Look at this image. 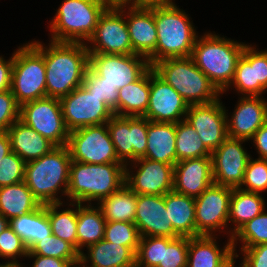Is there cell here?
Masks as SVG:
<instances>
[{"label": "cell", "instance_id": "obj_46", "mask_svg": "<svg viewBox=\"0 0 267 267\" xmlns=\"http://www.w3.org/2000/svg\"><path fill=\"white\" fill-rule=\"evenodd\" d=\"M26 162L15 152L0 161V187L24 181Z\"/></svg>", "mask_w": 267, "mask_h": 267}, {"label": "cell", "instance_id": "obj_43", "mask_svg": "<svg viewBox=\"0 0 267 267\" xmlns=\"http://www.w3.org/2000/svg\"><path fill=\"white\" fill-rule=\"evenodd\" d=\"M239 189L260 194L267 190V159L249 158Z\"/></svg>", "mask_w": 267, "mask_h": 267}, {"label": "cell", "instance_id": "obj_25", "mask_svg": "<svg viewBox=\"0 0 267 267\" xmlns=\"http://www.w3.org/2000/svg\"><path fill=\"white\" fill-rule=\"evenodd\" d=\"M7 133L12 151L25 162L39 159L56 147L20 119L8 128Z\"/></svg>", "mask_w": 267, "mask_h": 267}, {"label": "cell", "instance_id": "obj_32", "mask_svg": "<svg viewBox=\"0 0 267 267\" xmlns=\"http://www.w3.org/2000/svg\"><path fill=\"white\" fill-rule=\"evenodd\" d=\"M9 225L25 241L28 250L36 242L52 235L46 205H41L33 212L12 218Z\"/></svg>", "mask_w": 267, "mask_h": 267}, {"label": "cell", "instance_id": "obj_38", "mask_svg": "<svg viewBox=\"0 0 267 267\" xmlns=\"http://www.w3.org/2000/svg\"><path fill=\"white\" fill-rule=\"evenodd\" d=\"M232 246L236 251L237 241L242 242V247H253L267 243V213L265 209L252 220L246 222L232 235Z\"/></svg>", "mask_w": 267, "mask_h": 267}, {"label": "cell", "instance_id": "obj_54", "mask_svg": "<svg viewBox=\"0 0 267 267\" xmlns=\"http://www.w3.org/2000/svg\"><path fill=\"white\" fill-rule=\"evenodd\" d=\"M175 4L173 0H142V5H169Z\"/></svg>", "mask_w": 267, "mask_h": 267}, {"label": "cell", "instance_id": "obj_10", "mask_svg": "<svg viewBox=\"0 0 267 267\" xmlns=\"http://www.w3.org/2000/svg\"><path fill=\"white\" fill-rule=\"evenodd\" d=\"M89 42L93 45L88 46ZM87 43L88 53L135 54L126 24L125 5L108 6Z\"/></svg>", "mask_w": 267, "mask_h": 267}, {"label": "cell", "instance_id": "obj_34", "mask_svg": "<svg viewBox=\"0 0 267 267\" xmlns=\"http://www.w3.org/2000/svg\"><path fill=\"white\" fill-rule=\"evenodd\" d=\"M137 194L126 184L97 203L106 221L134 223Z\"/></svg>", "mask_w": 267, "mask_h": 267}, {"label": "cell", "instance_id": "obj_9", "mask_svg": "<svg viewBox=\"0 0 267 267\" xmlns=\"http://www.w3.org/2000/svg\"><path fill=\"white\" fill-rule=\"evenodd\" d=\"M66 146L72 161L87 164L122 163L116 155L106 123L69 132Z\"/></svg>", "mask_w": 267, "mask_h": 267}, {"label": "cell", "instance_id": "obj_51", "mask_svg": "<svg viewBox=\"0 0 267 267\" xmlns=\"http://www.w3.org/2000/svg\"><path fill=\"white\" fill-rule=\"evenodd\" d=\"M13 69V54L9 60L0 56V92L10 90Z\"/></svg>", "mask_w": 267, "mask_h": 267}, {"label": "cell", "instance_id": "obj_7", "mask_svg": "<svg viewBox=\"0 0 267 267\" xmlns=\"http://www.w3.org/2000/svg\"><path fill=\"white\" fill-rule=\"evenodd\" d=\"M62 2L50 22V40L86 43L94 34L99 17L109 5L104 0Z\"/></svg>", "mask_w": 267, "mask_h": 267}, {"label": "cell", "instance_id": "obj_13", "mask_svg": "<svg viewBox=\"0 0 267 267\" xmlns=\"http://www.w3.org/2000/svg\"><path fill=\"white\" fill-rule=\"evenodd\" d=\"M106 124L116 155L125 167H128L129 162L145 156L148 129L146 118L114 115Z\"/></svg>", "mask_w": 267, "mask_h": 267}, {"label": "cell", "instance_id": "obj_21", "mask_svg": "<svg viewBox=\"0 0 267 267\" xmlns=\"http://www.w3.org/2000/svg\"><path fill=\"white\" fill-rule=\"evenodd\" d=\"M125 13L133 51L148 59L155 52L157 43L153 5H125Z\"/></svg>", "mask_w": 267, "mask_h": 267}, {"label": "cell", "instance_id": "obj_52", "mask_svg": "<svg viewBox=\"0 0 267 267\" xmlns=\"http://www.w3.org/2000/svg\"><path fill=\"white\" fill-rule=\"evenodd\" d=\"M250 140H253L258 150V158L267 159V122L259 128Z\"/></svg>", "mask_w": 267, "mask_h": 267}, {"label": "cell", "instance_id": "obj_41", "mask_svg": "<svg viewBox=\"0 0 267 267\" xmlns=\"http://www.w3.org/2000/svg\"><path fill=\"white\" fill-rule=\"evenodd\" d=\"M140 237L135 223L106 221L104 239L108 242L127 246L136 254Z\"/></svg>", "mask_w": 267, "mask_h": 267}, {"label": "cell", "instance_id": "obj_16", "mask_svg": "<svg viewBox=\"0 0 267 267\" xmlns=\"http://www.w3.org/2000/svg\"><path fill=\"white\" fill-rule=\"evenodd\" d=\"M130 164L132 169L139 167L135 173L125 167V184L137 195H165L173 190L174 165L147 158H138Z\"/></svg>", "mask_w": 267, "mask_h": 267}, {"label": "cell", "instance_id": "obj_26", "mask_svg": "<svg viewBox=\"0 0 267 267\" xmlns=\"http://www.w3.org/2000/svg\"><path fill=\"white\" fill-rule=\"evenodd\" d=\"M143 158L176 164V124L148 120L147 148Z\"/></svg>", "mask_w": 267, "mask_h": 267}, {"label": "cell", "instance_id": "obj_3", "mask_svg": "<svg viewBox=\"0 0 267 267\" xmlns=\"http://www.w3.org/2000/svg\"><path fill=\"white\" fill-rule=\"evenodd\" d=\"M71 161L65 145L26 162L24 182L41 205L63 203L57 195L61 190L67 196Z\"/></svg>", "mask_w": 267, "mask_h": 267}, {"label": "cell", "instance_id": "obj_57", "mask_svg": "<svg viewBox=\"0 0 267 267\" xmlns=\"http://www.w3.org/2000/svg\"><path fill=\"white\" fill-rule=\"evenodd\" d=\"M71 267H89V266L79 259L76 262L72 263Z\"/></svg>", "mask_w": 267, "mask_h": 267}, {"label": "cell", "instance_id": "obj_59", "mask_svg": "<svg viewBox=\"0 0 267 267\" xmlns=\"http://www.w3.org/2000/svg\"><path fill=\"white\" fill-rule=\"evenodd\" d=\"M135 4H142V0H135Z\"/></svg>", "mask_w": 267, "mask_h": 267}, {"label": "cell", "instance_id": "obj_24", "mask_svg": "<svg viewBox=\"0 0 267 267\" xmlns=\"http://www.w3.org/2000/svg\"><path fill=\"white\" fill-rule=\"evenodd\" d=\"M237 257L231 238L223 248L218 246L215 235L189 238L187 267H232Z\"/></svg>", "mask_w": 267, "mask_h": 267}, {"label": "cell", "instance_id": "obj_4", "mask_svg": "<svg viewBox=\"0 0 267 267\" xmlns=\"http://www.w3.org/2000/svg\"><path fill=\"white\" fill-rule=\"evenodd\" d=\"M245 45L207 32L197 36L191 58L222 93L233 80Z\"/></svg>", "mask_w": 267, "mask_h": 267}, {"label": "cell", "instance_id": "obj_18", "mask_svg": "<svg viewBox=\"0 0 267 267\" xmlns=\"http://www.w3.org/2000/svg\"><path fill=\"white\" fill-rule=\"evenodd\" d=\"M245 139L227 137L212 154L213 179L215 184L239 188L244 178L249 158L242 146Z\"/></svg>", "mask_w": 267, "mask_h": 267}, {"label": "cell", "instance_id": "obj_35", "mask_svg": "<svg viewBox=\"0 0 267 267\" xmlns=\"http://www.w3.org/2000/svg\"><path fill=\"white\" fill-rule=\"evenodd\" d=\"M231 85L236 87L238 93L243 96H261L266 91L259 83H255L254 47L251 44L245 45L243 54L238 60L233 80L222 94L227 89L229 90Z\"/></svg>", "mask_w": 267, "mask_h": 267}, {"label": "cell", "instance_id": "obj_11", "mask_svg": "<svg viewBox=\"0 0 267 267\" xmlns=\"http://www.w3.org/2000/svg\"><path fill=\"white\" fill-rule=\"evenodd\" d=\"M20 120L55 146H65L69 131L58 98L45 97L20 106Z\"/></svg>", "mask_w": 267, "mask_h": 267}, {"label": "cell", "instance_id": "obj_2", "mask_svg": "<svg viewBox=\"0 0 267 267\" xmlns=\"http://www.w3.org/2000/svg\"><path fill=\"white\" fill-rule=\"evenodd\" d=\"M157 43L148 58L151 67L167 58L189 57L197 38L189 16L176 4L153 5Z\"/></svg>", "mask_w": 267, "mask_h": 267}, {"label": "cell", "instance_id": "obj_56", "mask_svg": "<svg viewBox=\"0 0 267 267\" xmlns=\"http://www.w3.org/2000/svg\"><path fill=\"white\" fill-rule=\"evenodd\" d=\"M9 226V220L6 219L1 213H0V233H2L6 227Z\"/></svg>", "mask_w": 267, "mask_h": 267}, {"label": "cell", "instance_id": "obj_55", "mask_svg": "<svg viewBox=\"0 0 267 267\" xmlns=\"http://www.w3.org/2000/svg\"><path fill=\"white\" fill-rule=\"evenodd\" d=\"M109 6L131 5L135 0H104Z\"/></svg>", "mask_w": 267, "mask_h": 267}, {"label": "cell", "instance_id": "obj_31", "mask_svg": "<svg viewBox=\"0 0 267 267\" xmlns=\"http://www.w3.org/2000/svg\"><path fill=\"white\" fill-rule=\"evenodd\" d=\"M106 220L96 206L77 203V251L104 239Z\"/></svg>", "mask_w": 267, "mask_h": 267}, {"label": "cell", "instance_id": "obj_58", "mask_svg": "<svg viewBox=\"0 0 267 267\" xmlns=\"http://www.w3.org/2000/svg\"><path fill=\"white\" fill-rule=\"evenodd\" d=\"M0 267H23V265L21 266L20 263H18V264H12V263H5L4 262V264L3 263L0 264Z\"/></svg>", "mask_w": 267, "mask_h": 267}, {"label": "cell", "instance_id": "obj_39", "mask_svg": "<svg viewBox=\"0 0 267 267\" xmlns=\"http://www.w3.org/2000/svg\"><path fill=\"white\" fill-rule=\"evenodd\" d=\"M28 251L34 255L68 260L71 264L80 259V253L72 244L54 235L36 242Z\"/></svg>", "mask_w": 267, "mask_h": 267}, {"label": "cell", "instance_id": "obj_29", "mask_svg": "<svg viewBox=\"0 0 267 267\" xmlns=\"http://www.w3.org/2000/svg\"><path fill=\"white\" fill-rule=\"evenodd\" d=\"M150 98V68L137 80L118 90V116L144 117Z\"/></svg>", "mask_w": 267, "mask_h": 267}, {"label": "cell", "instance_id": "obj_48", "mask_svg": "<svg viewBox=\"0 0 267 267\" xmlns=\"http://www.w3.org/2000/svg\"><path fill=\"white\" fill-rule=\"evenodd\" d=\"M243 262L239 267H267V243L242 247Z\"/></svg>", "mask_w": 267, "mask_h": 267}, {"label": "cell", "instance_id": "obj_6", "mask_svg": "<svg viewBox=\"0 0 267 267\" xmlns=\"http://www.w3.org/2000/svg\"><path fill=\"white\" fill-rule=\"evenodd\" d=\"M152 68L188 105L209 104L222 94L196 66L191 56L163 59Z\"/></svg>", "mask_w": 267, "mask_h": 267}, {"label": "cell", "instance_id": "obj_27", "mask_svg": "<svg viewBox=\"0 0 267 267\" xmlns=\"http://www.w3.org/2000/svg\"><path fill=\"white\" fill-rule=\"evenodd\" d=\"M87 250L88 254H80V260L91 263L89 267H136V254L127 246L102 239Z\"/></svg>", "mask_w": 267, "mask_h": 267}, {"label": "cell", "instance_id": "obj_36", "mask_svg": "<svg viewBox=\"0 0 267 267\" xmlns=\"http://www.w3.org/2000/svg\"><path fill=\"white\" fill-rule=\"evenodd\" d=\"M63 203L46 204V212L51 225L52 235L72 244L77 249V203L68 206H76L58 211Z\"/></svg>", "mask_w": 267, "mask_h": 267}, {"label": "cell", "instance_id": "obj_37", "mask_svg": "<svg viewBox=\"0 0 267 267\" xmlns=\"http://www.w3.org/2000/svg\"><path fill=\"white\" fill-rule=\"evenodd\" d=\"M211 154L186 120L176 123V163L184 159L211 157Z\"/></svg>", "mask_w": 267, "mask_h": 267}, {"label": "cell", "instance_id": "obj_1", "mask_svg": "<svg viewBox=\"0 0 267 267\" xmlns=\"http://www.w3.org/2000/svg\"><path fill=\"white\" fill-rule=\"evenodd\" d=\"M50 41L44 47L46 94L60 99L82 85L89 53L87 43Z\"/></svg>", "mask_w": 267, "mask_h": 267}, {"label": "cell", "instance_id": "obj_5", "mask_svg": "<svg viewBox=\"0 0 267 267\" xmlns=\"http://www.w3.org/2000/svg\"><path fill=\"white\" fill-rule=\"evenodd\" d=\"M125 184L123 163L87 164L71 161L67 197L72 203L100 201Z\"/></svg>", "mask_w": 267, "mask_h": 267}, {"label": "cell", "instance_id": "obj_23", "mask_svg": "<svg viewBox=\"0 0 267 267\" xmlns=\"http://www.w3.org/2000/svg\"><path fill=\"white\" fill-rule=\"evenodd\" d=\"M214 183L212 157L184 159L174 165L173 190L197 198Z\"/></svg>", "mask_w": 267, "mask_h": 267}, {"label": "cell", "instance_id": "obj_15", "mask_svg": "<svg viewBox=\"0 0 267 267\" xmlns=\"http://www.w3.org/2000/svg\"><path fill=\"white\" fill-rule=\"evenodd\" d=\"M89 67L119 90L137 81L151 65L148 59L137 54L89 53Z\"/></svg>", "mask_w": 267, "mask_h": 267}, {"label": "cell", "instance_id": "obj_44", "mask_svg": "<svg viewBox=\"0 0 267 267\" xmlns=\"http://www.w3.org/2000/svg\"><path fill=\"white\" fill-rule=\"evenodd\" d=\"M163 237H140L136 251V267H157L162 262Z\"/></svg>", "mask_w": 267, "mask_h": 267}, {"label": "cell", "instance_id": "obj_14", "mask_svg": "<svg viewBox=\"0 0 267 267\" xmlns=\"http://www.w3.org/2000/svg\"><path fill=\"white\" fill-rule=\"evenodd\" d=\"M232 190L213 183L195 198L196 237L213 236V232L228 226Z\"/></svg>", "mask_w": 267, "mask_h": 267}, {"label": "cell", "instance_id": "obj_19", "mask_svg": "<svg viewBox=\"0 0 267 267\" xmlns=\"http://www.w3.org/2000/svg\"><path fill=\"white\" fill-rule=\"evenodd\" d=\"M220 98L209 104L189 105L185 120L213 152L228 137L226 108Z\"/></svg>", "mask_w": 267, "mask_h": 267}, {"label": "cell", "instance_id": "obj_47", "mask_svg": "<svg viewBox=\"0 0 267 267\" xmlns=\"http://www.w3.org/2000/svg\"><path fill=\"white\" fill-rule=\"evenodd\" d=\"M20 119V105L17 103L11 90L0 92V132Z\"/></svg>", "mask_w": 267, "mask_h": 267}, {"label": "cell", "instance_id": "obj_40", "mask_svg": "<svg viewBox=\"0 0 267 267\" xmlns=\"http://www.w3.org/2000/svg\"><path fill=\"white\" fill-rule=\"evenodd\" d=\"M82 86L90 93L100 99V102H105L118 116V89L104 78L97 75L90 67H88Z\"/></svg>", "mask_w": 267, "mask_h": 267}, {"label": "cell", "instance_id": "obj_22", "mask_svg": "<svg viewBox=\"0 0 267 267\" xmlns=\"http://www.w3.org/2000/svg\"><path fill=\"white\" fill-rule=\"evenodd\" d=\"M231 119L227 115V133L230 138L249 141L267 122V102L263 96L240 97Z\"/></svg>", "mask_w": 267, "mask_h": 267}, {"label": "cell", "instance_id": "obj_49", "mask_svg": "<svg viewBox=\"0 0 267 267\" xmlns=\"http://www.w3.org/2000/svg\"><path fill=\"white\" fill-rule=\"evenodd\" d=\"M255 83H259L267 91V50L257 51L254 47Z\"/></svg>", "mask_w": 267, "mask_h": 267}, {"label": "cell", "instance_id": "obj_33", "mask_svg": "<svg viewBox=\"0 0 267 267\" xmlns=\"http://www.w3.org/2000/svg\"><path fill=\"white\" fill-rule=\"evenodd\" d=\"M265 201L260 193L247 192L233 188L230 198L228 222L235 224L230 230L232 235L246 222L259 215L265 208Z\"/></svg>", "mask_w": 267, "mask_h": 267}, {"label": "cell", "instance_id": "obj_53", "mask_svg": "<svg viewBox=\"0 0 267 267\" xmlns=\"http://www.w3.org/2000/svg\"><path fill=\"white\" fill-rule=\"evenodd\" d=\"M12 152L11 144H10V138L7 133L0 132V161L2 158H4L6 155Z\"/></svg>", "mask_w": 267, "mask_h": 267}, {"label": "cell", "instance_id": "obj_42", "mask_svg": "<svg viewBox=\"0 0 267 267\" xmlns=\"http://www.w3.org/2000/svg\"><path fill=\"white\" fill-rule=\"evenodd\" d=\"M189 237H163L162 262L157 267H187Z\"/></svg>", "mask_w": 267, "mask_h": 267}, {"label": "cell", "instance_id": "obj_20", "mask_svg": "<svg viewBox=\"0 0 267 267\" xmlns=\"http://www.w3.org/2000/svg\"><path fill=\"white\" fill-rule=\"evenodd\" d=\"M134 223L141 237H180L169 219L164 195H137Z\"/></svg>", "mask_w": 267, "mask_h": 267}, {"label": "cell", "instance_id": "obj_12", "mask_svg": "<svg viewBox=\"0 0 267 267\" xmlns=\"http://www.w3.org/2000/svg\"><path fill=\"white\" fill-rule=\"evenodd\" d=\"M65 125L69 132L93 125L107 123L113 110L82 85L59 99Z\"/></svg>", "mask_w": 267, "mask_h": 267}, {"label": "cell", "instance_id": "obj_45", "mask_svg": "<svg viewBox=\"0 0 267 267\" xmlns=\"http://www.w3.org/2000/svg\"><path fill=\"white\" fill-rule=\"evenodd\" d=\"M28 254V247L25 241L18 236L9 225L6 229L0 233V257H4L8 262L12 264H18V257H26Z\"/></svg>", "mask_w": 267, "mask_h": 267}, {"label": "cell", "instance_id": "obj_8", "mask_svg": "<svg viewBox=\"0 0 267 267\" xmlns=\"http://www.w3.org/2000/svg\"><path fill=\"white\" fill-rule=\"evenodd\" d=\"M44 45L33 41L23 44L13 53L10 90L22 104L47 97Z\"/></svg>", "mask_w": 267, "mask_h": 267}, {"label": "cell", "instance_id": "obj_30", "mask_svg": "<svg viewBox=\"0 0 267 267\" xmlns=\"http://www.w3.org/2000/svg\"><path fill=\"white\" fill-rule=\"evenodd\" d=\"M41 206L24 181L0 187V213L9 221Z\"/></svg>", "mask_w": 267, "mask_h": 267}, {"label": "cell", "instance_id": "obj_28", "mask_svg": "<svg viewBox=\"0 0 267 267\" xmlns=\"http://www.w3.org/2000/svg\"><path fill=\"white\" fill-rule=\"evenodd\" d=\"M164 198L174 231L180 237H196L195 198L174 190L166 193Z\"/></svg>", "mask_w": 267, "mask_h": 267}, {"label": "cell", "instance_id": "obj_50", "mask_svg": "<svg viewBox=\"0 0 267 267\" xmlns=\"http://www.w3.org/2000/svg\"><path fill=\"white\" fill-rule=\"evenodd\" d=\"M26 257L35 258L32 267H71V263L68 260L42 255H34L29 251Z\"/></svg>", "mask_w": 267, "mask_h": 267}, {"label": "cell", "instance_id": "obj_17", "mask_svg": "<svg viewBox=\"0 0 267 267\" xmlns=\"http://www.w3.org/2000/svg\"><path fill=\"white\" fill-rule=\"evenodd\" d=\"M188 107L182 96L150 67V98L144 118L176 124L185 120Z\"/></svg>", "mask_w": 267, "mask_h": 267}]
</instances>
